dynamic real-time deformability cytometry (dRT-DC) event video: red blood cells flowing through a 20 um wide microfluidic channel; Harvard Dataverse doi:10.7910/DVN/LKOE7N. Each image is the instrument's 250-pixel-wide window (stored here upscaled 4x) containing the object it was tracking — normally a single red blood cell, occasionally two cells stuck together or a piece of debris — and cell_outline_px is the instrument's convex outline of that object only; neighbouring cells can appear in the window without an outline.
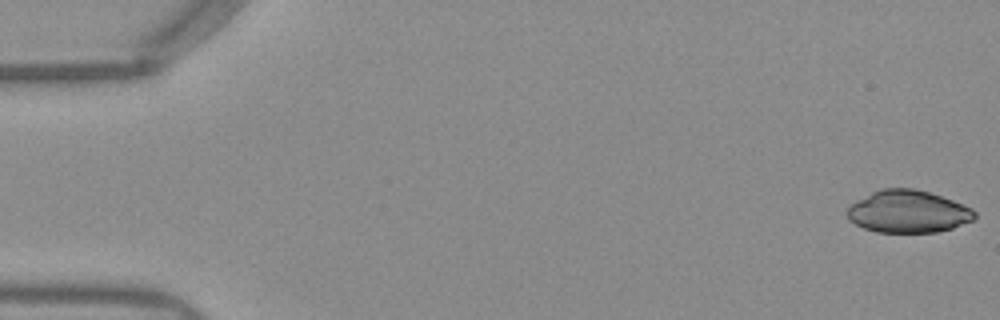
{"species": "Egyptian fruit bat (a non-hibernating species)", "species_latin": "Rousettus aegyptiacus", "temperature_condition": "warm", "stored_images_in_passage": 51, "camera_frame_rate_fps": 3000, "um_per_image_px": 0.085, "frame": {"image": 1, "passage_image": 1, "time_ms": 0.0, "image_size_px": [1000, 320], "cell_outline_px": [[976, 216], [972, 220], [952, 228], [936, 232], [876, 232], [864, 228], [848, 220], [848, 208], [856, 200], [880, 188], [912, 188], [928, 192], [952, 200], [972, 208], [976, 212]], "centroid_in_image_um": [77.17, 17.98], "position_along_channel_um": 7.8, "area_um2": 31.27}}
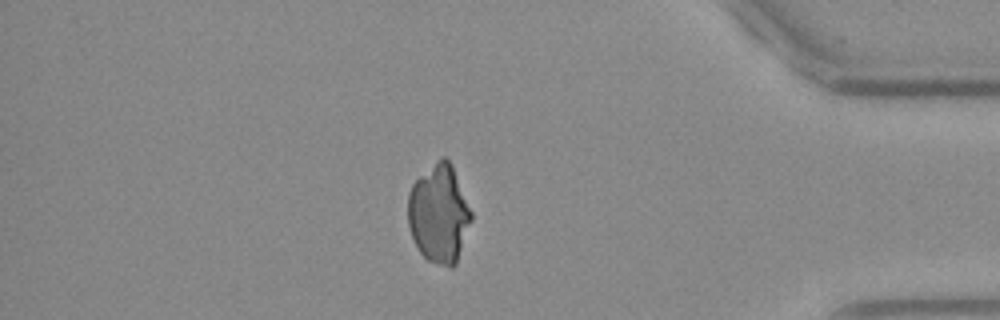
{"frame": {"image": 2, "passage_image": 44, "time_ms": 14.333, "image_size_px": [1000, 320], "cell_outline_px": [[472, 220], [456, 264], [452, 268], [448, 268], [428, 260], [420, 252], [412, 236], [408, 224], [408, 192], [412, 184], [440, 156], [444, 156], [452, 164], [472, 212]], "centroid_in_image_um": [37.32, 18.17], "position_along_channel_um": 397.9, "area_um2": 36.36}}
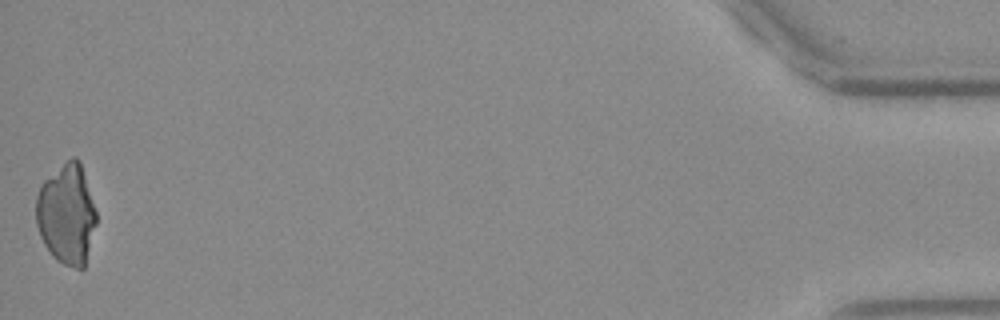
{"frame": {"image": 3, "passage_image": 51, "time_ms": 16.667, "image_size_px": [1000, 320], "cell_outline_px": [[96, 224], [84, 268], [76, 268], [64, 264], [56, 260], [52, 256], [44, 244], [40, 236], [36, 224], [36, 196], [44, 180], [72, 156], [76, 156], [80, 160], [96, 212]], "centroid_in_image_um": [5.66, 18.21], "position_along_channel_um": 429.5, "area_um2": 35.08}}